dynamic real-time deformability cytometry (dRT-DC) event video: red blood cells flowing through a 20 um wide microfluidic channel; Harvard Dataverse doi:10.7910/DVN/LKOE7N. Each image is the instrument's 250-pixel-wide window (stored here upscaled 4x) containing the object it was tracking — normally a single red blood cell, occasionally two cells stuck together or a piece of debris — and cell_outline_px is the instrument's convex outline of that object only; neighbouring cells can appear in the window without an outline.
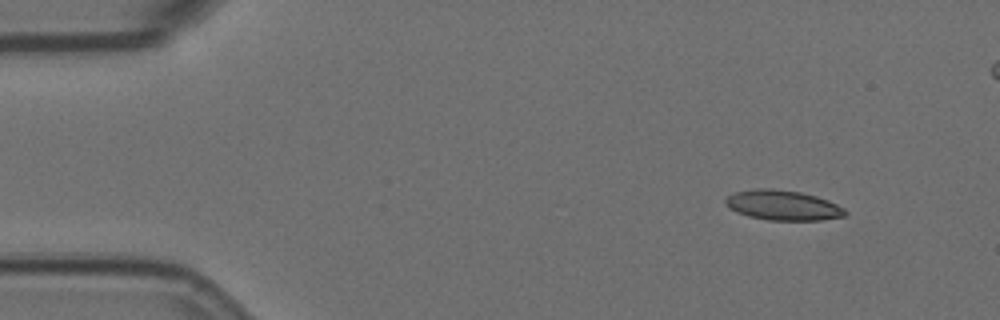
{"species": "Egyptian fruit bat (a non-hibernating species)", "species_latin": "Rousettus aegyptiacus", "temperature_condition": "room temperature", "stored_images_in_passage": 5, "camera_frame_rate_fps": 3000, "um_per_image_px": 0.085, "animal": {"sex": "female"}, "frame": {"image": 1, "passage_image": 1, "time_ms": 0.0, "image_size_px": [1000, 320], "cell_outline_px": [[848, 212], [844, 216], [820, 220], [768, 220], [748, 216], [736, 212], [728, 208], [724, 200], [728, 196], [736, 192], [756, 188], [772, 188], [800, 192], [816, 196], [828, 200], [844, 208]], "centroid_in_image_um": [66.53, 17.44], "position_along_channel_um": 18.5, "area_um2": 20.92}}
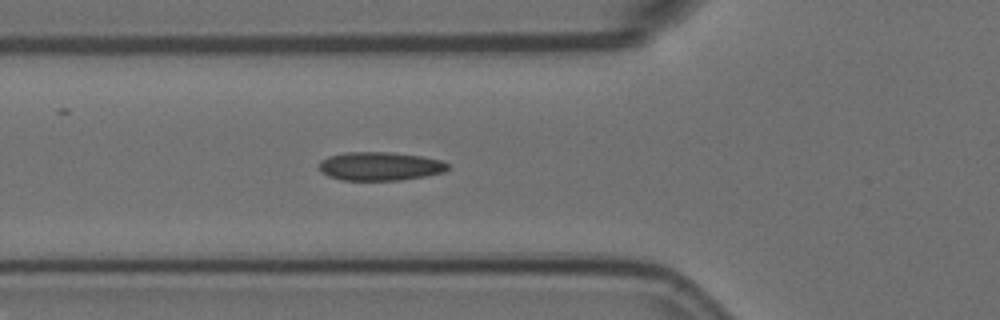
{"frame": {"image": 2, "passage_image": 5, "time_ms": 1.333, "image_size_px": [1000, 320], "cell_outline_px": [[448, 168], [444, 172], [424, 176], [400, 180], [340, 180], [328, 176], [320, 172], [320, 160], [328, 156], [348, 152], [392, 152], [424, 156], [440, 160], [448, 164]], "centroid_in_image_um": [32.28, 14.12], "position_along_channel_um": 93.5, "area_um2": 21.5}}